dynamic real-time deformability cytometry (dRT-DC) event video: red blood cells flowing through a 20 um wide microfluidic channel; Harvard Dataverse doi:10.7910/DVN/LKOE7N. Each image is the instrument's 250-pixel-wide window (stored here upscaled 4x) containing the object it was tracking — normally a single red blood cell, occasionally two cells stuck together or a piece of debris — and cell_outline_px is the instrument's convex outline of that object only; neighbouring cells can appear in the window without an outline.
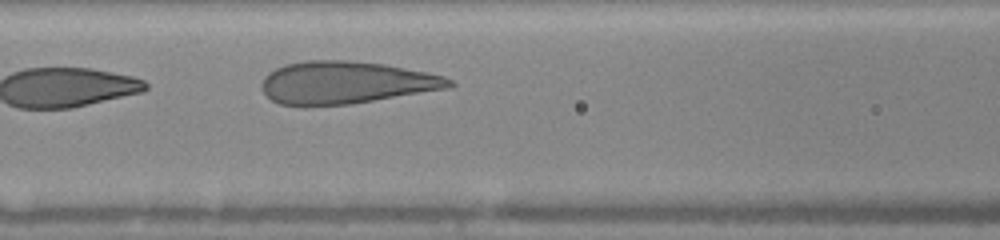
{"species": "human", "species_latin": "Homo sapiens", "temperature_condition": "warm", "stored_images_in_passage": 4, "camera_frame_rate_fps": 3000, "um_per_image_px": 0.085, "donor": {"sex": "female"}, "frame": {"image": 1, "passage_image": 4, "time_ms": 2.333, "image_size_px": [1000, 240], "cell_outline_px": [[456, 84], [448, 88], [352, 104], [280, 104], [272, 100], [264, 92], [260, 84], [264, 76], [268, 72], [276, 68], [288, 64], [308, 60], [344, 60], [384, 64], [428, 72], [444, 76], [452, 80]], "centroid_in_image_um": [29.42, 7.0], "position_along_channel_um": 137.2, "area_um2": 45.89}}